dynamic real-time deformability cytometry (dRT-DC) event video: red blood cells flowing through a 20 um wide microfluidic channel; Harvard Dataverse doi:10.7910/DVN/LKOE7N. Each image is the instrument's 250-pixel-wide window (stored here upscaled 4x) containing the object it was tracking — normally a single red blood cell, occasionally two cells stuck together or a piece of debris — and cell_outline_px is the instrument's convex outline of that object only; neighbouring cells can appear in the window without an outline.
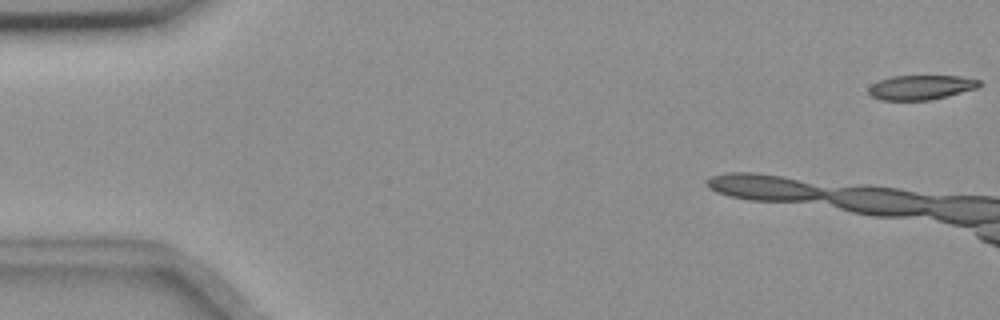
{"species": "common noctule bat (a hibernating species)", "species_latin": "Nyctalus noctula", "temperature_condition": "room temperature", "stored_images_in_passage": 6, "camera_frame_rate_fps": 3000, "um_per_image_px": 0.085, "animal": {"sex": "female", "body_mass_g": 18.4}, "frame": {"image": 1, "passage_image": 1, "time_ms": 0.0, "image_size_px": [1000, 320], "cell_outline_px": [[984, 84], [976, 88], [948, 96], [932, 100], [880, 100], [872, 96], [868, 92], [868, 88], [872, 84], [880, 80], [892, 76], [960, 76], [980, 80]], "centroid_in_image_um": [78.3, 7.43], "position_along_channel_um": 6.7, "area_um2": 15.9}}